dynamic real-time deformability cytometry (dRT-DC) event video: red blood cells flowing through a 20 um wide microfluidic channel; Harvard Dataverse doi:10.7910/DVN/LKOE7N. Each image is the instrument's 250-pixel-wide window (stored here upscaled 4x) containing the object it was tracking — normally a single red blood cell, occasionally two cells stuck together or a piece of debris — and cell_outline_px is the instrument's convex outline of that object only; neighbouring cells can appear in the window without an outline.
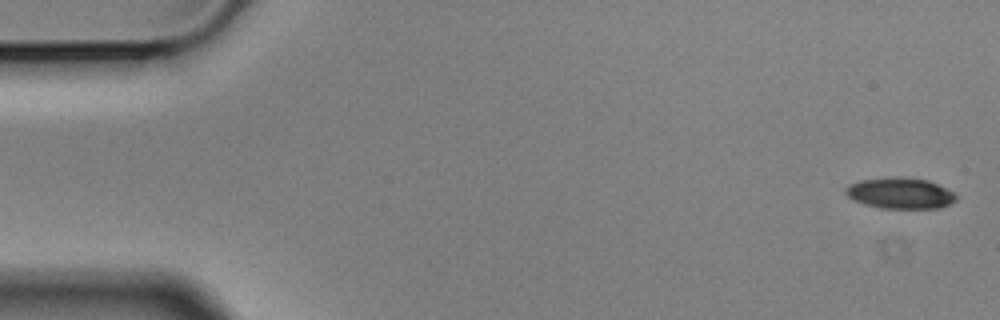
{"species": "Egyptian fruit bat (a non-hibernating species)", "species_latin": "Rousettus aegyptiacus", "temperature_condition": "cold", "stored_images_in_passage": 5, "camera_frame_rate_fps": 3000, "um_per_image_px": 0.085, "animal": {"sex": "male"}, "frame": {"image": 1, "passage_image": 1, "time_ms": 0.0, "image_size_px": [1000, 320], "cell_outline_px": [[956, 200], [940, 208], [880, 208], [864, 204], [848, 196], [844, 192], [844, 188], [848, 184], [860, 180], [888, 176], [900, 176], [928, 180], [952, 192], [956, 196]], "centroid_in_image_um": [76.46, 16.4], "position_along_channel_um": 8.5, "area_um2": 20.0}}
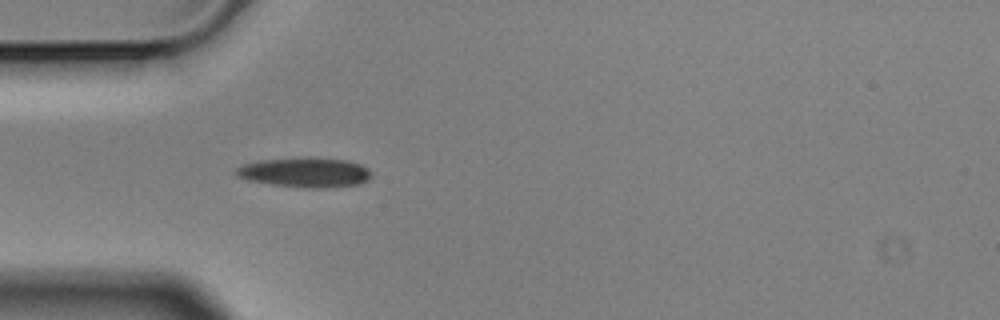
{"frame": {"image": 2, "passage_image": 5, "time_ms": 1.333, "image_size_px": [1000, 320], "cell_outline_px": [[372, 176], [368, 180], [360, 184], [324, 188], [304, 188], [272, 184], [248, 180], [236, 176], [232, 172], [236, 168], [244, 164], [260, 160], [308, 156], [312, 156], [348, 160], [360, 164], [368, 168], [372, 172]], "centroid_in_image_um": [25.94, 14.64], "position_along_channel_um": 59.1, "area_um2": 24.04}}